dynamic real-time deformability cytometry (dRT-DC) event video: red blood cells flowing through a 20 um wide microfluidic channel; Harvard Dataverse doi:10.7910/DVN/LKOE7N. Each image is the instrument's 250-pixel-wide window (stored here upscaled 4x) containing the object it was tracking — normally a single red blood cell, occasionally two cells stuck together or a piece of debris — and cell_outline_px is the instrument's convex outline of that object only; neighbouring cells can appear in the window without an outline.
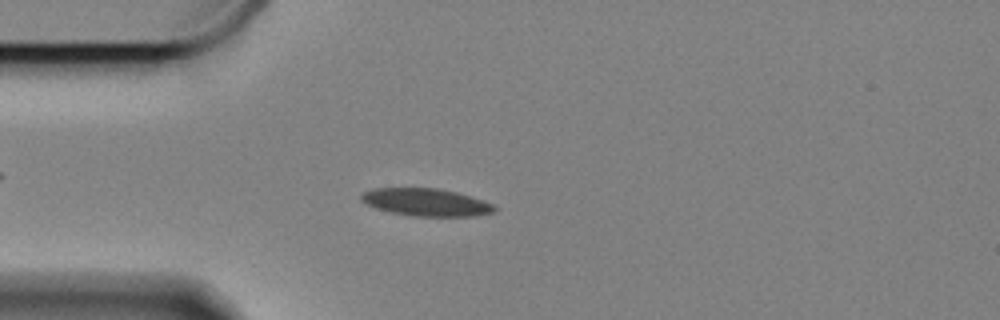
{"species": "Egyptian fruit bat (a non-hibernating species)", "species_latin": "Rousettus aegyptiacus", "temperature_condition": "cold", "stored_images_in_passage": 58, "camera_frame_rate_fps": 3000, "um_per_image_px": 0.085, "animal": {"sex": "female"}, "frame": {"image": 1, "passage_image": 14, "time_ms": 4.333, "image_size_px": [1000, 320], "cell_outline_px": [[496, 208], [492, 212], [472, 216], [412, 216], [392, 212], [376, 208], [364, 204], [360, 200], [360, 196], [364, 192], [376, 188], [436, 188], [456, 192], [484, 200], [492, 204]], "centroid_in_image_um": [36.18, 17.19], "position_along_channel_um": 48.8, "area_um2": 21.21}}
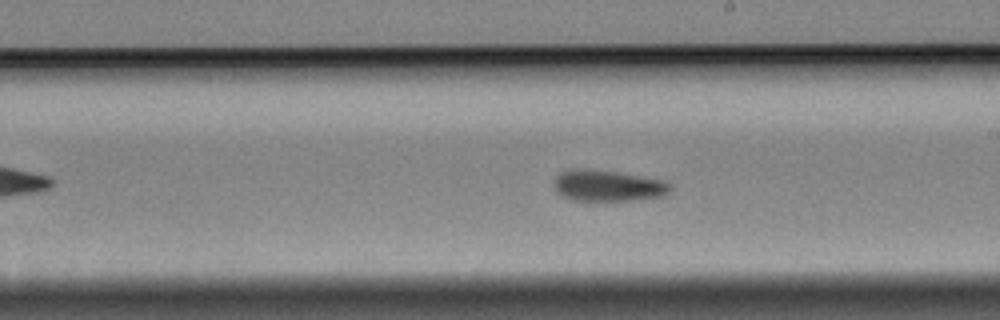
{"frame": {"image": 2, "passage_image": 32, "time_ms": 10.333, "image_size_px": [1000, 320], "cell_outline_px": [[672, 188], [664, 196], [632, 200], [596, 204], [568, 200], [560, 196], [556, 192], [552, 184], [556, 176], [560, 172], [568, 168], [584, 168], [616, 172], [664, 180], [672, 184]], "centroid_in_image_um": [51.57, 15.83], "position_along_channel_um": 237.4, "area_um2": 22.43}}
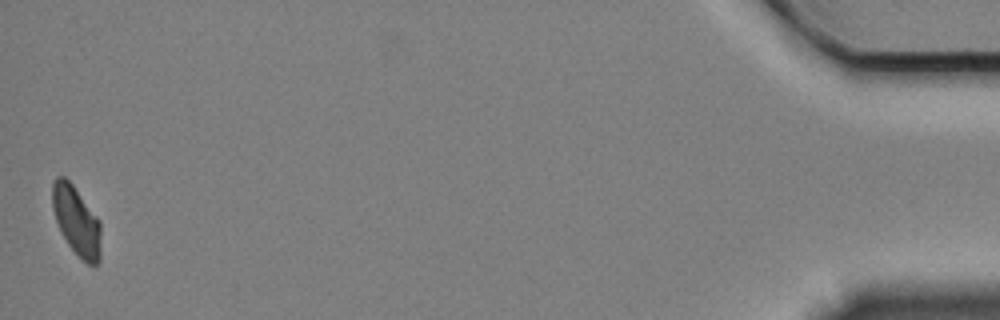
{"frame": {"image": 3, "passage_image": 58, "time_ms": 19.0, "image_size_px": [1000, 320], "cell_outline_px": [[100, 260], [96, 264], [88, 264], [68, 244], [60, 232], [52, 208], [52, 184], [56, 176], [64, 176], [72, 184], [100, 220]], "centroid_in_image_um": [6.48, 18.74], "position_along_channel_um": 428.7, "area_um2": 19.36}, "authors_computed_cell_mechanics": {"area_um2": 21.0103, "velocity_mm_per_s": 3.2971, "shape_relaxation_time_tau1_ms": 3.3415, "shape_relaxation_time_tau2_ms": 6.0117, "deformation_change_tau1": 0.1249, "deformation_change_tau2": 0.1107}}